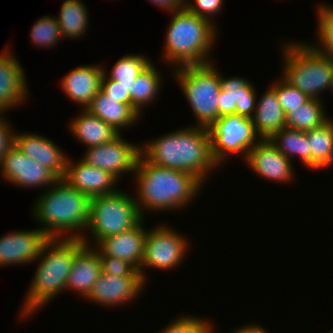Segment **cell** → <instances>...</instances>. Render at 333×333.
Returning <instances> with one entry per match:
<instances>
[{
  "label": "cell",
  "mask_w": 333,
  "mask_h": 333,
  "mask_svg": "<svg viewBox=\"0 0 333 333\" xmlns=\"http://www.w3.org/2000/svg\"><path fill=\"white\" fill-rule=\"evenodd\" d=\"M141 155L153 165L192 174L202 185L218 165L211 152L208 129L181 127L141 144Z\"/></svg>",
  "instance_id": "1"
},
{
  "label": "cell",
  "mask_w": 333,
  "mask_h": 333,
  "mask_svg": "<svg viewBox=\"0 0 333 333\" xmlns=\"http://www.w3.org/2000/svg\"><path fill=\"white\" fill-rule=\"evenodd\" d=\"M133 175L134 197L143 218L145 210L162 213L187 208L204 187L192 174L153 165L142 155Z\"/></svg>",
  "instance_id": "2"
},
{
  "label": "cell",
  "mask_w": 333,
  "mask_h": 333,
  "mask_svg": "<svg viewBox=\"0 0 333 333\" xmlns=\"http://www.w3.org/2000/svg\"><path fill=\"white\" fill-rule=\"evenodd\" d=\"M38 196L33 218L49 239H82L89 221V195L58 179Z\"/></svg>",
  "instance_id": "3"
},
{
  "label": "cell",
  "mask_w": 333,
  "mask_h": 333,
  "mask_svg": "<svg viewBox=\"0 0 333 333\" xmlns=\"http://www.w3.org/2000/svg\"><path fill=\"white\" fill-rule=\"evenodd\" d=\"M83 245L82 239H48L36 259L38 264L31 284L24 295L19 311L20 318L33 317L37 310L51 302L55 296L66 291L69 272L76 251ZM38 261V262H37ZM21 312V314H20Z\"/></svg>",
  "instance_id": "4"
},
{
  "label": "cell",
  "mask_w": 333,
  "mask_h": 333,
  "mask_svg": "<svg viewBox=\"0 0 333 333\" xmlns=\"http://www.w3.org/2000/svg\"><path fill=\"white\" fill-rule=\"evenodd\" d=\"M171 14L161 51L162 61L175 68L212 62L210 54L219 34L217 23L201 18L185 7Z\"/></svg>",
  "instance_id": "5"
},
{
  "label": "cell",
  "mask_w": 333,
  "mask_h": 333,
  "mask_svg": "<svg viewBox=\"0 0 333 333\" xmlns=\"http://www.w3.org/2000/svg\"><path fill=\"white\" fill-rule=\"evenodd\" d=\"M282 44L280 75L309 98L321 100L322 93L331 91L333 57L319 52L307 41Z\"/></svg>",
  "instance_id": "6"
},
{
  "label": "cell",
  "mask_w": 333,
  "mask_h": 333,
  "mask_svg": "<svg viewBox=\"0 0 333 333\" xmlns=\"http://www.w3.org/2000/svg\"><path fill=\"white\" fill-rule=\"evenodd\" d=\"M143 219L135 197L123 189L113 194L93 196L90 201L88 226L85 230V232L90 231L88 232L90 238L86 236L88 233H85L82 242L84 245L94 247L106 237L132 229ZM91 238H94L93 241Z\"/></svg>",
  "instance_id": "7"
},
{
  "label": "cell",
  "mask_w": 333,
  "mask_h": 333,
  "mask_svg": "<svg viewBox=\"0 0 333 333\" xmlns=\"http://www.w3.org/2000/svg\"><path fill=\"white\" fill-rule=\"evenodd\" d=\"M213 62L175 68L172 73L190 105L196 126L208 128L218 119L220 71Z\"/></svg>",
  "instance_id": "8"
},
{
  "label": "cell",
  "mask_w": 333,
  "mask_h": 333,
  "mask_svg": "<svg viewBox=\"0 0 333 333\" xmlns=\"http://www.w3.org/2000/svg\"><path fill=\"white\" fill-rule=\"evenodd\" d=\"M207 129L212 156L221 167L231 155H241L245 160L248 152L261 140L255 132L252 118L235 113L220 116Z\"/></svg>",
  "instance_id": "9"
},
{
  "label": "cell",
  "mask_w": 333,
  "mask_h": 333,
  "mask_svg": "<svg viewBox=\"0 0 333 333\" xmlns=\"http://www.w3.org/2000/svg\"><path fill=\"white\" fill-rule=\"evenodd\" d=\"M181 232H177L167 224H157L147 229L144 259L140 266V274L147 284L149 279L145 269L171 270L179 267L190 251V243ZM146 267V268H145ZM146 274V275H145Z\"/></svg>",
  "instance_id": "10"
},
{
  "label": "cell",
  "mask_w": 333,
  "mask_h": 333,
  "mask_svg": "<svg viewBox=\"0 0 333 333\" xmlns=\"http://www.w3.org/2000/svg\"><path fill=\"white\" fill-rule=\"evenodd\" d=\"M122 133L111 142L86 148L81 159L88 165L108 171L119 181L125 173H134L141 155V145L129 142Z\"/></svg>",
  "instance_id": "11"
},
{
  "label": "cell",
  "mask_w": 333,
  "mask_h": 333,
  "mask_svg": "<svg viewBox=\"0 0 333 333\" xmlns=\"http://www.w3.org/2000/svg\"><path fill=\"white\" fill-rule=\"evenodd\" d=\"M0 169L4 181L25 189H46L58 180L49 169L23 154L16 145L3 156Z\"/></svg>",
  "instance_id": "12"
},
{
  "label": "cell",
  "mask_w": 333,
  "mask_h": 333,
  "mask_svg": "<svg viewBox=\"0 0 333 333\" xmlns=\"http://www.w3.org/2000/svg\"><path fill=\"white\" fill-rule=\"evenodd\" d=\"M146 286L142 277H117L102 272L85 299L104 308L120 307L134 302Z\"/></svg>",
  "instance_id": "13"
},
{
  "label": "cell",
  "mask_w": 333,
  "mask_h": 333,
  "mask_svg": "<svg viewBox=\"0 0 333 333\" xmlns=\"http://www.w3.org/2000/svg\"><path fill=\"white\" fill-rule=\"evenodd\" d=\"M247 167L262 179L281 184L295 180L292 161L284 156L269 139H261L244 160Z\"/></svg>",
  "instance_id": "14"
},
{
  "label": "cell",
  "mask_w": 333,
  "mask_h": 333,
  "mask_svg": "<svg viewBox=\"0 0 333 333\" xmlns=\"http://www.w3.org/2000/svg\"><path fill=\"white\" fill-rule=\"evenodd\" d=\"M10 48L0 52V114L25 104L29 97L25 70Z\"/></svg>",
  "instance_id": "15"
},
{
  "label": "cell",
  "mask_w": 333,
  "mask_h": 333,
  "mask_svg": "<svg viewBox=\"0 0 333 333\" xmlns=\"http://www.w3.org/2000/svg\"><path fill=\"white\" fill-rule=\"evenodd\" d=\"M48 239L40 228L3 234L0 237V267L34 263Z\"/></svg>",
  "instance_id": "16"
},
{
  "label": "cell",
  "mask_w": 333,
  "mask_h": 333,
  "mask_svg": "<svg viewBox=\"0 0 333 333\" xmlns=\"http://www.w3.org/2000/svg\"><path fill=\"white\" fill-rule=\"evenodd\" d=\"M218 95V118L228 114H238L252 118L256 109L257 90L248 78L225 77L220 73Z\"/></svg>",
  "instance_id": "17"
},
{
  "label": "cell",
  "mask_w": 333,
  "mask_h": 333,
  "mask_svg": "<svg viewBox=\"0 0 333 333\" xmlns=\"http://www.w3.org/2000/svg\"><path fill=\"white\" fill-rule=\"evenodd\" d=\"M15 132V145L26 156L49 169L58 179L66 173L68 156L50 138L38 133Z\"/></svg>",
  "instance_id": "18"
},
{
  "label": "cell",
  "mask_w": 333,
  "mask_h": 333,
  "mask_svg": "<svg viewBox=\"0 0 333 333\" xmlns=\"http://www.w3.org/2000/svg\"><path fill=\"white\" fill-rule=\"evenodd\" d=\"M70 186L90 197L113 194L119 180L108 171L88 165L80 159L75 162L68 158L66 173L62 178Z\"/></svg>",
  "instance_id": "19"
},
{
  "label": "cell",
  "mask_w": 333,
  "mask_h": 333,
  "mask_svg": "<svg viewBox=\"0 0 333 333\" xmlns=\"http://www.w3.org/2000/svg\"><path fill=\"white\" fill-rule=\"evenodd\" d=\"M145 219L128 231L102 239L94 246L99 255L124 259L140 271L147 233L146 227L144 228Z\"/></svg>",
  "instance_id": "20"
},
{
  "label": "cell",
  "mask_w": 333,
  "mask_h": 333,
  "mask_svg": "<svg viewBox=\"0 0 333 333\" xmlns=\"http://www.w3.org/2000/svg\"><path fill=\"white\" fill-rule=\"evenodd\" d=\"M104 66L80 65L70 70L60 81V88L72 102L86 109L101 90Z\"/></svg>",
  "instance_id": "21"
},
{
  "label": "cell",
  "mask_w": 333,
  "mask_h": 333,
  "mask_svg": "<svg viewBox=\"0 0 333 333\" xmlns=\"http://www.w3.org/2000/svg\"><path fill=\"white\" fill-rule=\"evenodd\" d=\"M101 273L102 264L98 250L93 246L83 244L76 251L66 291L76 292L85 300Z\"/></svg>",
  "instance_id": "22"
},
{
  "label": "cell",
  "mask_w": 333,
  "mask_h": 333,
  "mask_svg": "<svg viewBox=\"0 0 333 333\" xmlns=\"http://www.w3.org/2000/svg\"><path fill=\"white\" fill-rule=\"evenodd\" d=\"M256 99V109L252 117L253 126L260 139H271L283 127H286V114L280 106L276 91L268 90Z\"/></svg>",
  "instance_id": "23"
},
{
  "label": "cell",
  "mask_w": 333,
  "mask_h": 333,
  "mask_svg": "<svg viewBox=\"0 0 333 333\" xmlns=\"http://www.w3.org/2000/svg\"><path fill=\"white\" fill-rule=\"evenodd\" d=\"M67 126L77 142L79 140L87 148L111 142L119 135L113 127L91 114L87 109H82L81 114L71 118Z\"/></svg>",
  "instance_id": "24"
},
{
  "label": "cell",
  "mask_w": 333,
  "mask_h": 333,
  "mask_svg": "<svg viewBox=\"0 0 333 333\" xmlns=\"http://www.w3.org/2000/svg\"><path fill=\"white\" fill-rule=\"evenodd\" d=\"M86 109L113 127L119 134L122 133V129L136 125L141 119L128 104L108 97L102 90L96 94Z\"/></svg>",
  "instance_id": "25"
},
{
  "label": "cell",
  "mask_w": 333,
  "mask_h": 333,
  "mask_svg": "<svg viewBox=\"0 0 333 333\" xmlns=\"http://www.w3.org/2000/svg\"><path fill=\"white\" fill-rule=\"evenodd\" d=\"M309 146V170H322L333 165V118L306 131Z\"/></svg>",
  "instance_id": "26"
},
{
  "label": "cell",
  "mask_w": 333,
  "mask_h": 333,
  "mask_svg": "<svg viewBox=\"0 0 333 333\" xmlns=\"http://www.w3.org/2000/svg\"><path fill=\"white\" fill-rule=\"evenodd\" d=\"M162 75L152 61L141 71L129 90L131 108L141 117L143 108L156 103L162 87Z\"/></svg>",
  "instance_id": "27"
},
{
  "label": "cell",
  "mask_w": 333,
  "mask_h": 333,
  "mask_svg": "<svg viewBox=\"0 0 333 333\" xmlns=\"http://www.w3.org/2000/svg\"><path fill=\"white\" fill-rule=\"evenodd\" d=\"M86 5L81 0H65L60 13L55 16L60 26L62 38L78 39L84 36L89 28V15Z\"/></svg>",
  "instance_id": "28"
},
{
  "label": "cell",
  "mask_w": 333,
  "mask_h": 333,
  "mask_svg": "<svg viewBox=\"0 0 333 333\" xmlns=\"http://www.w3.org/2000/svg\"><path fill=\"white\" fill-rule=\"evenodd\" d=\"M322 100L323 98L321 100L310 98L301 107L290 111L286 115V127L299 131H309L321 126L329 119Z\"/></svg>",
  "instance_id": "29"
},
{
  "label": "cell",
  "mask_w": 333,
  "mask_h": 333,
  "mask_svg": "<svg viewBox=\"0 0 333 333\" xmlns=\"http://www.w3.org/2000/svg\"><path fill=\"white\" fill-rule=\"evenodd\" d=\"M270 141L289 160L299 158L301 164L309 169V146L306 131L283 127Z\"/></svg>",
  "instance_id": "30"
},
{
  "label": "cell",
  "mask_w": 333,
  "mask_h": 333,
  "mask_svg": "<svg viewBox=\"0 0 333 333\" xmlns=\"http://www.w3.org/2000/svg\"><path fill=\"white\" fill-rule=\"evenodd\" d=\"M150 60L151 58L144 54H126L114 63L109 70L110 73L104 67V73L119 85L128 87L129 92L138 75L151 62Z\"/></svg>",
  "instance_id": "31"
},
{
  "label": "cell",
  "mask_w": 333,
  "mask_h": 333,
  "mask_svg": "<svg viewBox=\"0 0 333 333\" xmlns=\"http://www.w3.org/2000/svg\"><path fill=\"white\" fill-rule=\"evenodd\" d=\"M317 12V41L310 43L316 50L327 56H333V5L320 3L316 6Z\"/></svg>",
  "instance_id": "32"
},
{
  "label": "cell",
  "mask_w": 333,
  "mask_h": 333,
  "mask_svg": "<svg viewBox=\"0 0 333 333\" xmlns=\"http://www.w3.org/2000/svg\"><path fill=\"white\" fill-rule=\"evenodd\" d=\"M30 38L32 44H35V47H40V49L41 47L53 48L58 45L60 40H64L56 17L51 15H45L43 18L36 20L31 27Z\"/></svg>",
  "instance_id": "33"
},
{
  "label": "cell",
  "mask_w": 333,
  "mask_h": 333,
  "mask_svg": "<svg viewBox=\"0 0 333 333\" xmlns=\"http://www.w3.org/2000/svg\"><path fill=\"white\" fill-rule=\"evenodd\" d=\"M158 333H215V325L210 319L200 318L194 315H181Z\"/></svg>",
  "instance_id": "34"
},
{
  "label": "cell",
  "mask_w": 333,
  "mask_h": 333,
  "mask_svg": "<svg viewBox=\"0 0 333 333\" xmlns=\"http://www.w3.org/2000/svg\"><path fill=\"white\" fill-rule=\"evenodd\" d=\"M270 86L276 91L277 100L286 115L293 109L301 107V105L310 99L306 94L292 86L281 75L278 80H274Z\"/></svg>",
  "instance_id": "35"
},
{
  "label": "cell",
  "mask_w": 333,
  "mask_h": 333,
  "mask_svg": "<svg viewBox=\"0 0 333 333\" xmlns=\"http://www.w3.org/2000/svg\"><path fill=\"white\" fill-rule=\"evenodd\" d=\"M101 258L102 272L117 277H142L140 272L128 261L106 255Z\"/></svg>",
  "instance_id": "36"
},
{
  "label": "cell",
  "mask_w": 333,
  "mask_h": 333,
  "mask_svg": "<svg viewBox=\"0 0 333 333\" xmlns=\"http://www.w3.org/2000/svg\"><path fill=\"white\" fill-rule=\"evenodd\" d=\"M224 3L223 0H184V7L214 24L212 17L220 14Z\"/></svg>",
  "instance_id": "37"
},
{
  "label": "cell",
  "mask_w": 333,
  "mask_h": 333,
  "mask_svg": "<svg viewBox=\"0 0 333 333\" xmlns=\"http://www.w3.org/2000/svg\"><path fill=\"white\" fill-rule=\"evenodd\" d=\"M101 90L111 98L123 104H128L131 107V96L128 92V87L119 85L115 80L110 79L105 73L101 82Z\"/></svg>",
  "instance_id": "38"
},
{
  "label": "cell",
  "mask_w": 333,
  "mask_h": 333,
  "mask_svg": "<svg viewBox=\"0 0 333 333\" xmlns=\"http://www.w3.org/2000/svg\"><path fill=\"white\" fill-rule=\"evenodd\" d=\"M5 114H0V162L7 151L15 145V132ZM8 121V122H7Z\"/></svg>",
  "instance_id": "39"
},
{
  "label": "cell",
  "mask_w": 333,
  "mask_h": 333,
  "mask_svg": "<svg viewBox=\"0 0 333 333\" xmlns=\"http://www.w3.org/2000/svg\"><path fill=\"white\" fill-rule=\"evenodd\" d=\"M156 7H160L161 10L167 13H173L184 7V0H148Z\"/></svg>",
  "instance_id": "40"
},
{
  "label": "cell",
  "mask_w": 333,
  "mask_h": 333,
  "mask_svg": "<svg viewBox=\"0 0 333 333\" xmlns=\"http://www.w3.org/2000/svg\"><path fill=\"white\" fill-rule=\"evenodd\" d=\"M230 333H268L265 328L261 326V324H256L255 322L252 324H245L243 326H237L233 332L231 331Z\"/></svg>",
  "instance_id": "41"
},
{
  "label": "cell",
  "mask_w": 333,
  "mask_h": 333,
  "mask_svg": "<svg viewBox=\"0 0 333 333\" xmlns=\"http://www.w3.org/2000/svg\"><path fill=\"white\" fill-rule=\"evenodd\" d=\"M331 90H332L331 92L333 93V81H332V85H331Z\"/></svg>",
  "instance_id": "42"
}]
</instances>
